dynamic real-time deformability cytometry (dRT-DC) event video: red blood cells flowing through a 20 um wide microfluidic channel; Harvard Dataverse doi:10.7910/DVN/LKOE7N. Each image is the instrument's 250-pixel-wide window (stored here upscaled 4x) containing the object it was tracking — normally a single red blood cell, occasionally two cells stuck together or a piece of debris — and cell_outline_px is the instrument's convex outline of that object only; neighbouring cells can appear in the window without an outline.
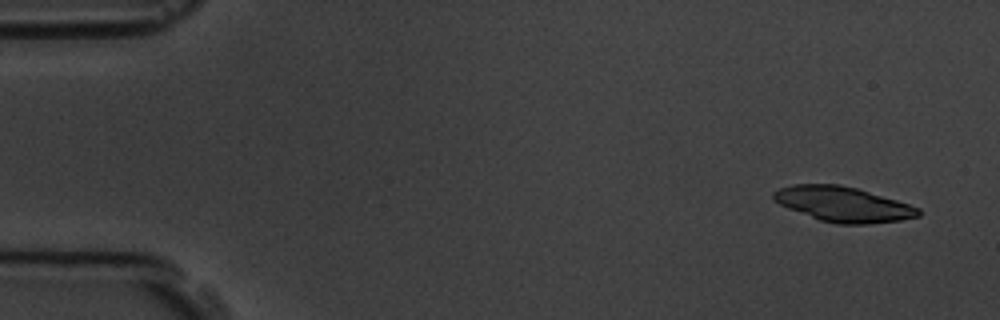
{"species": "common noctule bat (a hibernating species)", "species_latin": "Nyctalus noctula", "temperature_condition": "room temperature", "stored_images_in_passage": 4, "camera_frame_rate_fps": 3000, "um_per_image_px": 0.085, "animal": {"sex": "male", "body_mass_g": 19.5, "forearm_length_mm": 54.6}, "frame": {"image": 1, "passage_image": 1, "time_ms": 0.0, "image_size_px": [1000, 320], "cell_outline_px": [[920, 216], [900, 220], [868, 224], [836, 224], [820, 220], [788, 208], [772, 200], [772, 192], [780, 188], [792, 184], [840, 184], [856, 188], [896, 200], [920, 208]], "centroid_in_image_um": [71.64, 17.36], "position_along_channel_um": 13.4, "area_um2": 29.48}}